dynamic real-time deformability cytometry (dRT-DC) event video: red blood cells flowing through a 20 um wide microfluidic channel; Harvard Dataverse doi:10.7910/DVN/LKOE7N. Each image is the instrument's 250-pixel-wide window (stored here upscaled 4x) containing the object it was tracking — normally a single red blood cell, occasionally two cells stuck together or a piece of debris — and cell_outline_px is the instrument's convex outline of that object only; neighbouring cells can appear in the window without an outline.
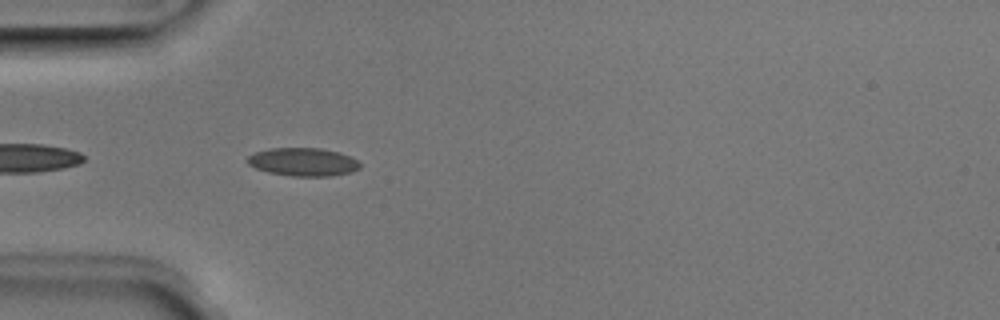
{"species": "Egyptian fruit bat (a non-hibernating species)", "species_latin": "Rousettus aegyptiacus", "temperature_condition": "room temperature", "stored_images_in_passage": 25, "camera_frame_rate_fps": 3000, "um_per_image_px": 0.085, "animal": {"sex": "male"}, "frame": {"image": 1, "passage_image": 3, "time_ms": 0.667, "image_size_px": [1000, 320], "cell_outline_px": [[360, 168], [352, 172], [328, 176], [292, 176], [268, 172], [256, 168], [248, 164], [248, 156], [256, 152], [268, 148], [320, 148], [340, 152], [352, 156], [360, 164]], "centroid_in_image_um": [25.79, 13.76], "position_along_channel_um": 59.2, "area_um2": 18.5}}
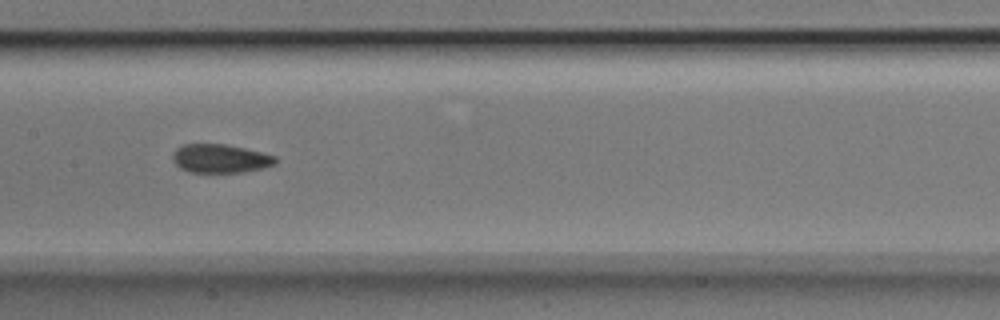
{"frame": {"image": 2, "passage_image": 13, "time_ms": 4.0, "image_size_px": [1000, 320], "cell_outline_px": [[280, 160], [276, 164], [264, 168], [244, 172], [188, 172], [180, 168], [172, 160], [172, 156], [176, 148], [184, 144], [224, 144], [244, 148], [276, 156]], "centroid_in_image_um": [18.75, 13.48], "position_along_channel_um": 188.6, "area_um2": 17.28}}
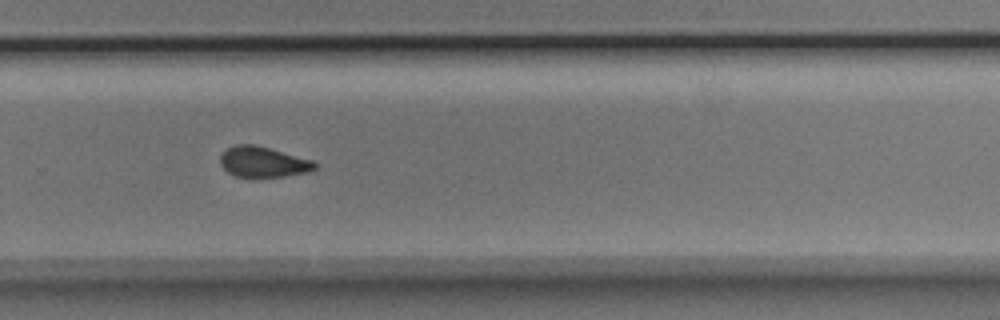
{"frame": {"image": 3, "passage_image": 22, "time_ms": 7.0, "image_size_px": [1000, 320], "cell_outline_px": [[316, 168], [308, 172], [284, 176], [236, 176], [228, 172], [220, 164], [220, 156], [228, 148], [236, 144], [252, 144], [268, 148], [312, 160], [316, 164]], "centroid_in_image_um": [22.35, 13.76], "position_along_channel_um": 307.5, "area_um2": 16.42}}